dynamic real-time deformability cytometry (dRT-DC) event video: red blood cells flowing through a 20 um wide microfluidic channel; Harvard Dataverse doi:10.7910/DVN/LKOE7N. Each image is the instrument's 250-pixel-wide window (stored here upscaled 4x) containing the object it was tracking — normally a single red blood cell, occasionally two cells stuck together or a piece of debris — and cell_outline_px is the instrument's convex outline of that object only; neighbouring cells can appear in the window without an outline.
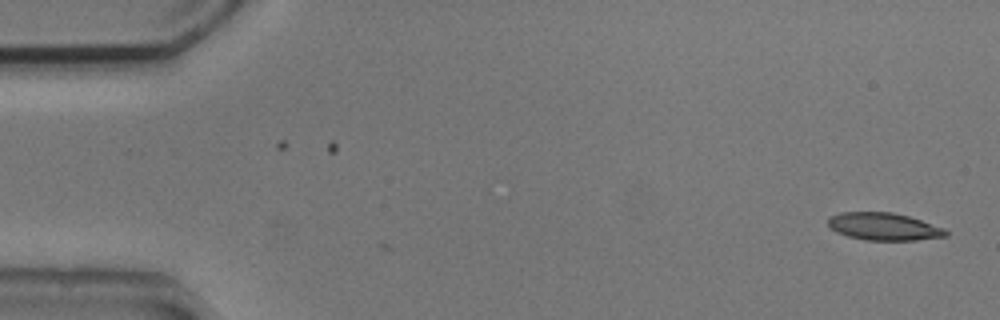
{"species": "common noctule bat (a hibernating species)", "species_latin": "Nyctalus noctula", "temperature_condition": "cold", "stored_images_in_passage": 5, "camera_frame_rate_fps": 3000, "um_per_image_px": 0.085, "animal": {"sex": "male", "body_mass_g": 20.5, "forearm_length_mm": 52.5}, "frame": {"image": 1, "passage_image": 5, "time_ms": 1.333, "image_size_px": [1000, 320], "cell_outline_px": [[948, 236], [916, 240], [864, 240], [848, 236], [836, 232], [828, 224], [828, 216], [840, 212], [892, 212], [908, 216], [944, 228], [948, 232]], "centroid_in_image_um": [75.1, 19.25], "position_along_channel_um": 9.9, "area_um2": 18.84}}